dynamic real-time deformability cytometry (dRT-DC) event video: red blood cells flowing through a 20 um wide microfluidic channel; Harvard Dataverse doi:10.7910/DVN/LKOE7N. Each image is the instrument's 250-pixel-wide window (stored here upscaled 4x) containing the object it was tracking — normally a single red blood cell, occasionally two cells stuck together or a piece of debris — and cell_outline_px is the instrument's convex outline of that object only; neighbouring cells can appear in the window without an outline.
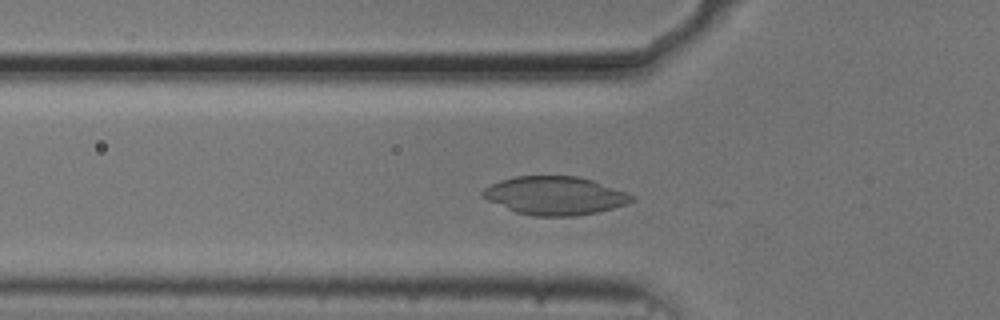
{"species": "common noctule bat (a hibernating species)", "species_latin": "Nyctalus noctula", "temperature_condition": "cold", "stored_images_in_passage": 14, "camera_frame_rate_fps": 3000, "um_per_image_px": 0.085, "animal": {"sex": "male", "body_mass_g": 20.5, "forearm_length_mm": 52.5}, "frame": {"image": 1, "passage_image": 5, "time_ms": 1.333, "image_size_px": [1000, 320], "cell_outline_px": [[636, 200], [628, 204], [596, 212], [576, 216], [532, 216], [516, 212], [488, 200], [480, 196], [480, 192], [484, 188], [500, 180], [516, 176], [576, 176], [592, 180], [628, 192]], "centroid_in_image_um": [47.17, 16.63], "position_along_channel_um": 78.6, "area_um2": 33.29}}
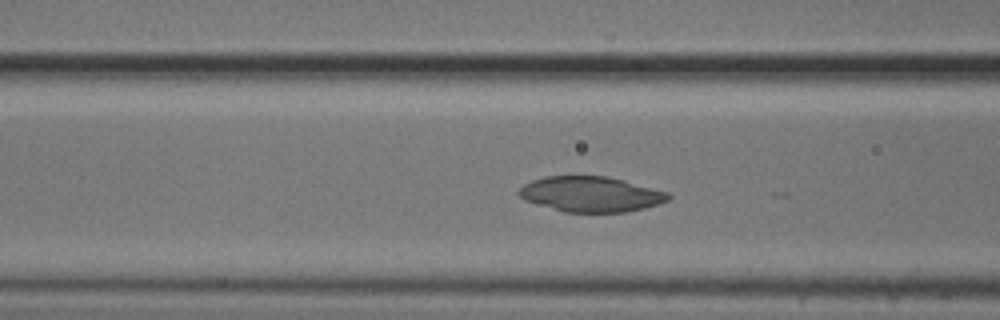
{"frame": {"image": 2, "passage_image": 8, "time_ms": 2.333, "image_size_px": [1000, 320], "cell_outline_px": [[672, 196], [668, 200], [644, 208], [624, 212], [564, 212], [536, 204], [524, 200], [516, 192], [524, 184], [532, 180], [544, 176], [608, 176], [668, 192]], "centroid_in_image_um": [50.18, 16.5], "position_along_channel_um": 116.4, "area_um2": 30.69}}
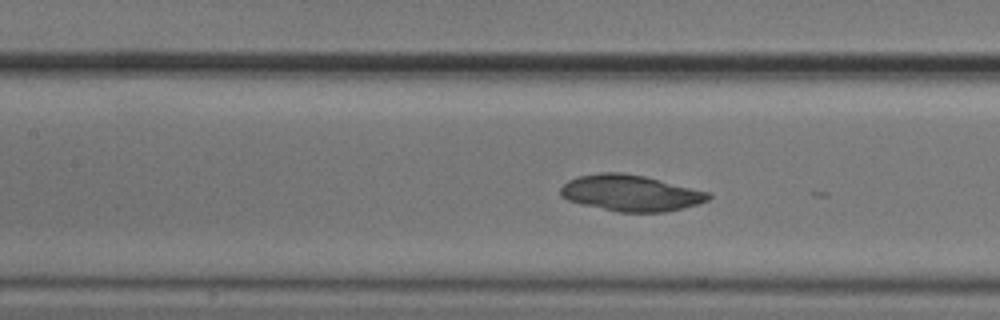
{"frame": {"image": 3, "passage_image": 11, "time_ms": 3.333, "image_size_px": [1000, 320], "cell_outline_px": [[712, 196], [708, 200], [700, 204], [684, 208], [664, 212], [620, 212], [580, 204], [568, 200], [560, 196], [560, 188], [568, 180], [576, 176], [600, 172], [620, 172], [644, 176], [708, 192]], "centroid_in_image_um": [53.58, 16.41], "position_along_channel_um": 153.8, "area_um2": 31.21}}